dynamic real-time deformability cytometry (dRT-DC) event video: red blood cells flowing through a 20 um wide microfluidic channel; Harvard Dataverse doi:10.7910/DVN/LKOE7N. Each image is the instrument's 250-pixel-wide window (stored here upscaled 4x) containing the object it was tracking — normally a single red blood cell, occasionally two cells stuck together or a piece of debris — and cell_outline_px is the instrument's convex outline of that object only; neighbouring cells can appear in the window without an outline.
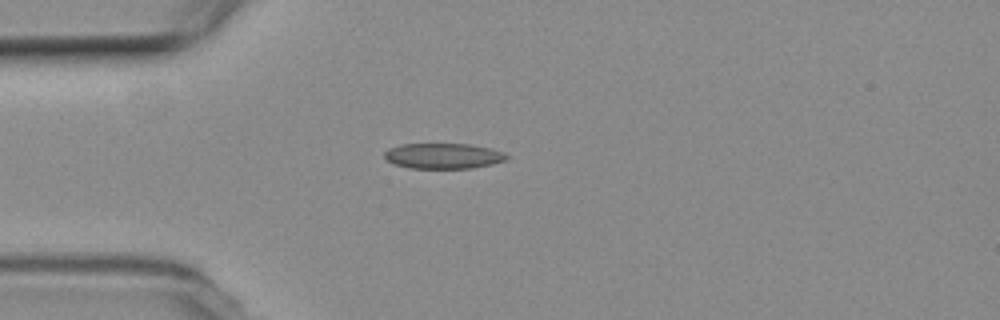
{"species": "common noctule bat (a hibernating species)", "species_latin": "Nyctalus noctula", "temperature_condition": "room temperature", "stored_images_in_passage": 9, "camera_frame_rate_fps": 3000, "um_per_image_px": 0.085, "animal": {"sex": "female", "body_mass_g": 19.3, "forearm_length_mm": 54.1}, "frame": {"image": 1, "passage_image": 3, "time_ms": 2.333, "image_size_px": [1000, 320], "cell_outline_px": [[508, 156], [504, 160], [492, 164], [472, 168], [408, 168], [392, 164], [384, 156], [384, 152], [388, 148], [400, 144], [468, 144], [488, 148], [504, 152]], "centroid_in_image_um": [37.62, 13.25], "position_along_channel_um": 47.4, "area_um2": 18.09}}
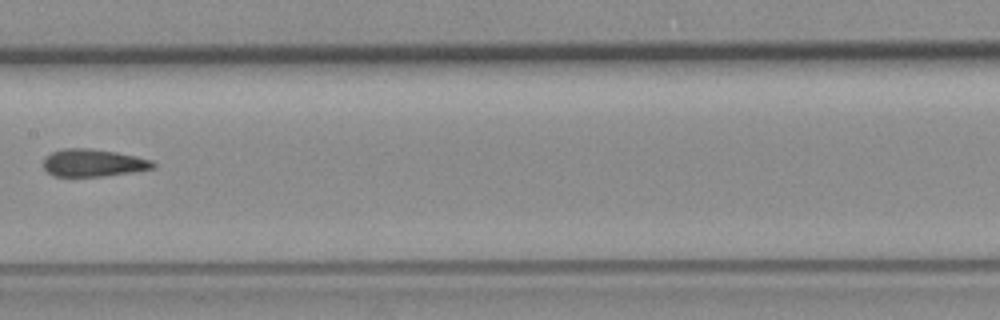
{"frame": {"image": 2, "passage_image": 7, "time_ms": 7.0, "image_size_px": [1000, 320], "cell_outline_px": [[156, 168], [136, 172], [100, 176], [52, 176], [44, 168], [44, 156], [52, 152], [64, 148], [92, 148], [116, 152], [136, 156], [152, 160], [156, 164]], "centroid_in_image_um": [7.95, 13.84], "position_along_channel_um": 199.5, "area_um2": 17.74}}
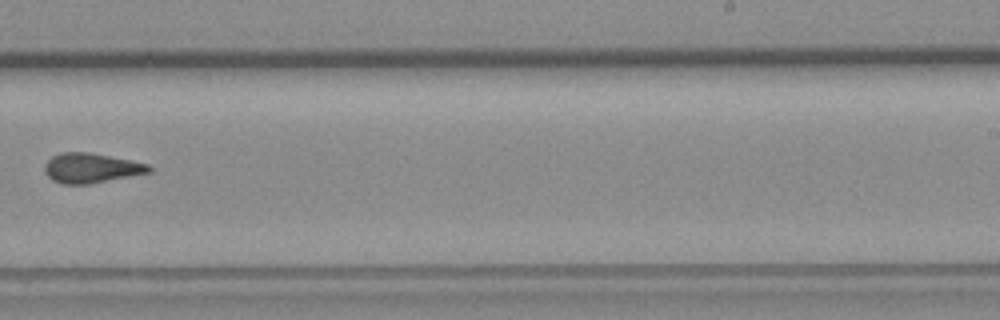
{"frame": {"image": 3, "passage_image": 9, "time_ms": 9.333, "image_size_px": [1000, 320], "cell_outline_px": [[152, 172], [88, 184], [60, 184], [52, 180], [44, 172], [44, 164], [52, 156], [60, 152], [88, 152], [132, 160], [148, 164], [152, 168]], "centroid_in_image_um": [7.73, 14.28], "position_along_channel_um": 281.3, "area_um2": 18.21}}